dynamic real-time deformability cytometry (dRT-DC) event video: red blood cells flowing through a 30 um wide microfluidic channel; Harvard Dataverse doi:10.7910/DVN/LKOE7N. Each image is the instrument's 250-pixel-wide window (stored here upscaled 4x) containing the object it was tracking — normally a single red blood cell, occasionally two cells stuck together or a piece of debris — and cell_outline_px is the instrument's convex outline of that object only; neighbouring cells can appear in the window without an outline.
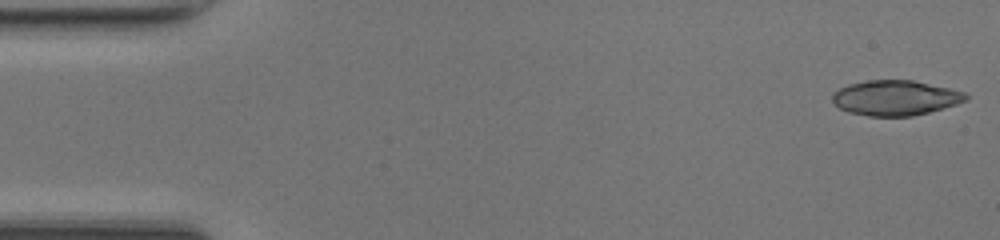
{"species": "common noctule bat (a hibernating species)", "species_latin": "Nyctalus noctula", "temperature_condition": "room temperature", "stored_images_in_passage": 48, "camera_frame_rate_fps": 3000, "um_per_image_px": 0.085, "animal": {"sex": "female", "body_mass_g": 17.0, "forearm_length_mm": 48.0}, "frame": {"image": 1, "passage_image": 1, "time_ms": 0.0, "image_size_px": [1000, 240], "cell_outline_px": [[968, 100], [956, 104], [928, 112], [912, 116], [868, 116], [848, 112], [840, 108], [832, 100], [832, 92], [848, 84], [868, 80], [912, 80], [948, 88], [964, 92], [968, 96]], "centroid_in_image_um": [76.08, 8.32], "position_along_channel_um": 8.9, "area_um2": 27.17}}